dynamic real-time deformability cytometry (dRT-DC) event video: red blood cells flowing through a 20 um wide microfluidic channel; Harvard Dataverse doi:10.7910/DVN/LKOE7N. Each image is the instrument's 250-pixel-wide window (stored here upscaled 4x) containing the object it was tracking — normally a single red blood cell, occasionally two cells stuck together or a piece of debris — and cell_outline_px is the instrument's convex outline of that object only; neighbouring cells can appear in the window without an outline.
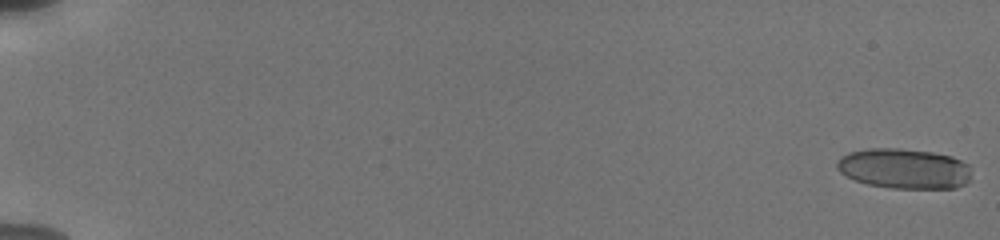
{"species": "human", "species_latin": "Homo sapiens", "temperature_condition": "cold", "stored_images_in_passage": 15, "camera_frame_rate_fps": 3000, "um_per_image_px": 0.085, "donor": {"sex": "male"}, "frame": {"image": 1, "passage_image": 1, "time_ms": 0.0, "image_size_px": [1000, 240], "cell_outline_px": [[968, 180], [964, 184], [956, 188], [892, 188], [868, 184], [856, 180], [840, 172], [836, 168], [836, 160], [840, 156], [848, 152], [868, 148], [900, 148], [932, 152], [952, 156], [968, 164]], "centroid_in_image_um": [76.8, 14.31], "position_along_channel_um": 8.2, "area_um2": 31.44}}